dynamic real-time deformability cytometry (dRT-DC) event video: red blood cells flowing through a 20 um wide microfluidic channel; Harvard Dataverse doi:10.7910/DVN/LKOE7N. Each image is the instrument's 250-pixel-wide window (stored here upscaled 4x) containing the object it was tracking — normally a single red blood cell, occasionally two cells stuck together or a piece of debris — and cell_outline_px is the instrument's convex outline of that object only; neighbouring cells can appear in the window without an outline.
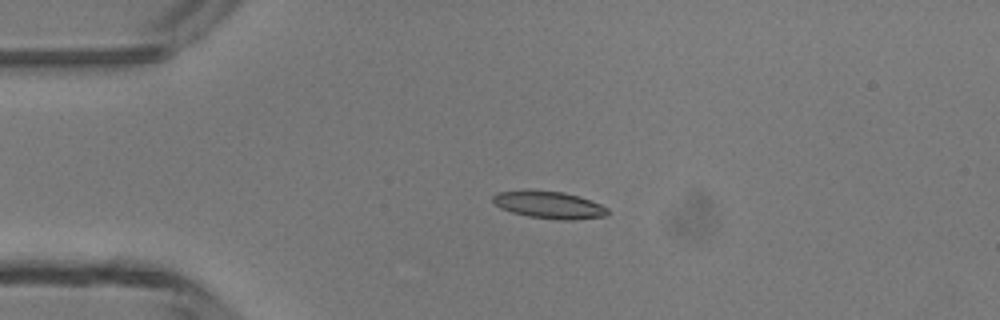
{"species": "common noctule bat (a hibernating species)", "species_latin": "Nyctalus noctula", "temperature_condition": "room temperature", "stored_images_in_passage": 3, "camera_frame_rate_fps": 3000, "um_per_image_px": 0.085, "animal": {"sex": "male", "body_mass_g": 13.3}, "frame": {"image": 1, "passage_image": 2, "time_ms": 1.333, "image_size_px": [1000, 320], "cell_outline_px": [[608, 216], [572, 220], [560, 220], [528, 216], [512, 212], [500, 208], [492, 200], [492, 196], [496, 192], [564, 192], [580, 196], [600, 204], [608, 208]], "centroid_in_image_um": [46.74, 17.45], "position_along_channel_um": 38.3, "area_um2": 17.74}}